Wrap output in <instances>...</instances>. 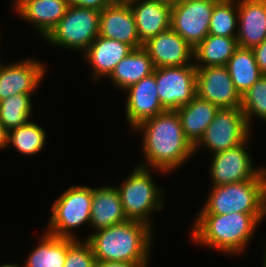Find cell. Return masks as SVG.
Returning <instances> with one entry per match:
<instances>
[{
  "label": "cell",
  "mask_w": 266,
  "mask_h": 267,
  "mask_svg": "<svg viewBox=\"0 0 266 267\" xmlns=\"http://www.w3.org/2000/svg\"><path fill=\"white\" fill-rule=\"evenodd\" d=\"M142 133L145 162L138 166L170 173L184 165L194 154L193 145L186 139L179 114L166 110L134 128ZM181 165V166H180Z\"/></svg>",
  "instance_id": "6da1fadb"
},
{
  "label": "cell",
  "mask_w": 266,
  "mask_h": 267,
  "mask_svg": "<svg viewBox=\"0 0 266 267\" xmlns=\"http://www.w3.org/2000/svg\"><path fill=\"white\" fill-rule=\"evenodd\" d=\"M266 214L233 212L197 214L192 226L193 242L225 254L238 255L248 248L253 233Z\"/></svg>",
  "instance_id": "7a4b0ae2"
},
{
  "label": "cell",
  "mask_w": 266,
  "mask_h": 267,
  "mask_svg": "<svg viewBox=\"0 0 266 267\" xmlns=\"http://www.w3.org/2000/svg\"><path fill=\"white\" fill-rule=\"evenodd\" d=\"M152 233L148 224L127 220L92 232L85 240L96 261L149 262Z\"/></svg>",
  "instance_id": "3957f363"
},
{
  "label": "cell",
  "mask_w": 266,
  "mask_h": 267,
  "mask_svg": "<svg viewBox=\"0 0 266 267\" xmlns=\"http://www.w3.org/2000/svg\"><path fill=\"white\" fill-rule=\"evenodd\" d=\"M198 214H266V167L253 179L212 186Z\"/></svg>",
  "instance_id": "277c9868"
},
{
  "label": "cell",
  "mask_w": 266,
  "mask_h": 267,
  "mask_svg": "<svg viewBox=\"0 0 266 267\" xmlns=\"http://www.w3.org/2000/svg\"><path fill=\"white\" fill-rule=\"evenodd\" d=\"M152 173V168L137 165L125 181L117 186L127 219L144 222L150 227V215L154 210L160 211L164 205V192L157 187Z\"/></svg>",
  "instance_id": "5b68a950"
},
{
  "label": "cell",
  "mask_w": 266,
  "mask_h": 267,
  "mask_svg": "<svg viewBox=\"0 0 266 267\" xmlns=\"http://www.w3.org/2000/svg\"><path fill=\"white\" fill-rule=\"evenodd\" d=\"M101 11L69 4L65 15L44 39L50 45L85 52L99 36Z\"/></svg>",
  "instance_id": "8992f818"
},
{
  "label": "cell",
  "mask_w": 266,
  "mask_h": 267,
  "mask_svg": "<svg viewBox=\"0 0 266 267\" xmlns=\"http://www.w3.org/2000/svg\"><path fill=\"white\" fill-rule=\"evenodd\" d=\"M92 188L71 186L52 205L47 232L53 236L77 240L71 233L75 228L90 225Z\"/></svg>",
  "instance_id": "52a82bcc"
},
{
  "label": "cell",
  "mask_w": 266,
  "mask_h": 267,
  "mask_svg": "<svg viewBox=\"0 0 266 267\" xmlns=\"http://www.w3.org/2000/svg\"><path fill=\"white\" fill-rule=\"evenodd\" d=\"M250 129L241 107L219 109L202 138L194 146V153L196 154L201 146L212 153L234 148L250 138Z\"/></svg>",
  "instance_id": "ba28073f"
},
{
  "label": "cell",
  "mask_w": 266,
  "mask_h": 267,
  "mask_svg": "<svg viewBox=\"0 0 266 267\" xmlns=\"http://www.w3.org/2000/svg\"><path fill=\"white\" fill-rule=\"evenodd\" d=\"M160 103L165 110L176 111L196 95V66L193 64L155 68Z\"/></svg>",
  "instance_id": "9c48e42d"
},
{
  "label": "cell",
  "mask_w": 266,
  "mask_h": 267,
  "mask_svg": "<svg viewBox=\"0 0 266 267\" xmlns=\"http://www.w3.org/2000/svg\"><path fill=\"white\" fill-rule=\"evenodd\" d=\"M219 0H183L172 5L171 29L195 48L209 34L214 5Z\"/></svg>",
  "instance_id": "30bf717a"
},
{
  "label": "cell",
  "mask_w": 266,
  "mask_h": 267,
  "mask_svg": "<svg viewBox=\"0 0 266 267\" xmlns=\"http://www.w3.org/2000/svg\"><path fill=\"white\" fill-rule=\"evenodd\" d=\"M249 141L248 138L234 148L212 154L209 171L212 186L253 179L265 168L253 165L249 150H247Z\"/></svg>",
  "instance_id": "8fae6325"
},
{
  "label": "cell",
  "mask_w": 266,
  "mask_h": 267,
  "mask_svg": "<svg viewBox=\"0 0 266 267\" xmlns=\"http://www.w3.org/2000/svg\"><path fill=\"white\" fill-rule=\"evenodd\" d=\"M196 92L200 99L215 104L219 109L241 107L242 96L226 66L196 67Z\"/></svg>",
  "instance_id": "7c38bea8"
},
{
  "label": "cell",
  "mask_w": 266,
  "mask_h": 267,
  "mask_svg": "<svg viewBox=\"0 0 266 267\" xmlns=\"http://www.w3.org/2000/svg\"><path fill=\"white\" fill-rule=\"evenodd\" d=\"M2 64L0 60V100L19 93H33L45 78L46 67L35 58Z\"/></svg>",
  "instance_id": "4fadbf2b"
},
{
  "label": "cell",
  "mask_w": 266,
  "mask_h": 267,
  "mask_svg": "<svg viewBox=\"0 0 266 267\" xmlns=\"http://www.w3.org/2000/svg\"><path fill=\"white\" fill-rule=\"evenodd\" d=\"M99 36L126 43L133 49L143 46L133 11L126 1L115 0L101 11Z\"/></svg>",
  "instance_id": "5bb4252c"
},
{
  "label": "cell",
  "mask_w": 266,
  "mask_h": 267,
  "mask_svg": "<svg viewBox=\"0 0 266 267\" xmlns=\"http://www.w3.org/2000/svg\"><path fill=\"white\" fill-rule=\"evenodd\" d=\"M128 97L125 103L128 126L135 128L143 121L152 118L166 110L160 103L157 92L155 70L148 77L142 78L138 83L125 90Z\"/></svg>",
  "instance_id": "9a60e30c"
},
{
  "label": "cell",
  "mask_w": 266,
  "mask_h": 267,
  "mask_svg": "<svg viewBox=\"0 0 266 267\" xmlns=\"http://www.w3.org/2000/svg\"><path fill=\"white\" fill-rule=\"evenodd\" d=\"M142 47L152 59L155 68L193 64L194 48L171 28L150 38Z\"/></svg>",
  "instance_id": "2e32d148"
},
{
  "label": "cell",
  "mask_w": 266,
  "mask_h": 267,
  "mask_svg": "<svg viewBox=\"0 0 266 267\" xmlns=\"http://www.w3.org/2000/svg\"><path fill=\"white\" fill-rule=\"evenodd\" d=\"M12 8L45 39L65 15L68 0H15ZM15 7V8H14Z\"/></svg>",
  "instance_id": "e0dca14e"
},
{
  "label": "cell",
  "mask_w": 266,
  "mask_h": 267,
  "mask_svg": "<svg viewBox=\"0 0 266 267\" xmlns=\"http://www.w3.org/2000/svg\"><path fill=\"white\" fill-rule=\"evenodd\" d=\"M237 42L253 49L266 39V0H237Z\"/></svg>",
  "instance_id": "ac0fdd59"
},
{
  "label": "cell",
  "mask_w": 266,
  "mask_h": 267,
  "mask_svg": "<svg viewBox=\"0 0 266 267\" xmlns=\"http://www.w3.org/2000/svg\"><path fill=\"white\" fill-rule=\"evenodd\" d=\"M126 2L133 11L137 33L142 44L171 27V5L161 0Z\"/></svg>",
  "instance_id": "d6986e66"
},
{
  "label": "cell",
  "mask_w": 266,
  "mask_h": 267,
  "mask_svg": "<svg viewBox=\"0 0 266 267\" xmlns=\"http://www.w3.org/2000/svg\"><path fill=\"white\" fill-rule=\"evenodd\" d=\"M132 50L126 43L98 36L83 53L85 60L92 65L93 81L97 82L102 76L109 77L115 66Z\"/></svg>",
  "instance_id": "ffe728a7"
},
{
  "label": "cell",
  "mask_w": 266,
  "mask_h": 267,
  "mask_svg": "<svg viewBox=\"0 0 266 267\" xmlns=\"http://www.w3.org/2000/svg\"><path fill=\"white\" fill-rule=\"evenodd\" d=\"M127 220L116 185L92 187L90 227L94 232Z\"/></svg>",
  "instance_id": "44dd1931"
},
{
  "label": "cell",
  "mask_w": 266,
  "mask_h": 267,
  "mask_svg": "<svg viewBox=\"0 0 266 267\" xmlns=\"http://www.w3.org/2000/svg\"><path fill=\"white\" fill-rule=\"evenodd\" d=\"M218 110L215 104L200 99L197 95L187 105L176 110L184 135L193 147L202 138Z\"/></svg>",
  "instance_id": "7402d4cb"
},
{
  "label": "cell",
  "mask_w": 266,
  "mask_h": 267,
  "mask_svg": "<svg viewBox=\"0 0 266 267\" xmlns=\"http://www.w3.org/2000/svg\"><path fill=\"white\" fill-rule=\"evenodd\" d=\"M155 66L143 47L133 49L116 66L108 78L114 86L125 92L142 78L154 73Z\"/></svg>",
  "instance_id": "603a6c76"
},
{
  "label": "cell",
  "mask_w": 266,
  "mask_h": 267,
  "mask_svg": "<svg viewBox=\"0 0 266 267\" xmlns=\"http://www.w3.org/2000/svg\"><path fill=\"white\" fill-rule=\"evenodd\" d=\"M75 241L45 232L39 239L37 247L29 253L23 267H63L67 249Z\"/></svg>",
  "instance_id": "cb8c5ba5"
},
{
  "label": "cell",
  "mask_w": 266,
  "mask_h": 267,
  "mask_svg": "<svg viewBox=\"0 0 266 267\" xmlns=\"http://www.w3.org/2000/svg\"><path fill=\"white\" fill-rule=\"evenodd\" d=\"M238 47L236 37H222L208 34L193 49V63L196 67L226 66Z\"/></svg>",
  "instance_id": "d4e9b609"
},
{
  "label": "cell",
  "mask_w": 266,
  "mask_h": 267,
  "mask_svg": "<svg viewBox=\"0 0 266 267\" xmlns=\"http://www.w3.org/2000/svg\"><path fill=\"white\" fill-rule=\"evenodd\" d=\"M226 67L241 96L263 75L257 66L254 51L249 48L238 47Z\"/></svg>",
  "instance_id": "484cf974"
},
{
  "label": "cell",
  "mask_w": 266,
  "mask_h": 267,
  "mask_svg": "<svg viewBox=\"0 0 266 267\" xmlns=\"http://www.w3.org/2000/svg\"><path fill=\"white\" fill-rule=\"evenodd\" d=\"M32 94L19 93L0 100V123L8 133L31 119Z\"/></svg>",
  "instance_id": "4316f807"
},
{
  "label": "cell",
  "mask_w": 266,
  "mask_h": 267,
  "mask_svg": "<svg viewBox=\"0 0 266 267\" xmlns=\"http://www.w3.org/2000/svg\"><path fill=\"white\" fill-rule=\"evenodd\" d=\"M46 135L43 127L28 121L8 133V145L14 146L23 156H35L44 148Z\"/></svg>",
  "instance_id": "83f0119b"
},
{
  "label": "cell",
  "mask_w": 266,
  "mask_h": 267,
  "mask_svg": "<svg viewBox=\"0 0 266 267\" xmlns=\"http://www.w3.org/2000/svg\"><path fill=\"white\" fill-rule=\"evenodd\" d=\"M237 28V0H219L213 8L209 34L222 37H236Z\"/></svg>",
  "instance_id": "f1b7e54d"
},
{
  "label": "cell",
  "mask_w": 266,
  "mask_h": 267,
  "mask_svg": "<svg viewBox=\"0 0 266 267\" xmlns=\"http://www.w3.org/2000/svg\"><path fill=\"white\" fill-rule=\"evenodd\" d=\"M241 109L250 128L253 117L266 121V74L242 95Z\"/></svg>",
  "instance_id": "f546056e"
},
{
  "label": "cell",
  "mask_w": 266,
  "mask_h": 267,
  "mask_svg": "<svg viewBox=\"0 0 266 267\" xmlns=\"http://www.w3.org/2000/svg\"><path fill=\"white\" fill-rule=\"evenodd\" d=\"M91 245L86 240H76L68 249L63 267H95Z\"/></svg>",
  "instance_id": "4dcf8cb0"
},
{
  "label": "cell",
  "mask_w": 266,
  "mask_h": 267,
  "mask_svg": "<svg viewBox=\"0 0 266 267\" xmlns=\"http://www.w3.org/2000/svg\"><path fill=\"white\" fill-rule=\"evenodd\" d=\"M115 0H68L69 4L75 6L95 9L102 11L106 6L112 4Z\"/></svg>",
  "instance_id": "1f68e13d"
},
{
  "label": "cell",
  "mask_w": 266,
  "mask_h": 267,
  "mask_svg": "<svg viewBox=\"0 0 266 267\" xmlns=\"http://www.w3.org/2000/svg\"><path fill=\"white\" fill-rule=\"evenodd\" d=\"M252 50L259 70L262 74H266V39Z\"/></svg>",
  "instance_id": "d6a6232c"
},
{
  "label": "cell",
  "mask_w": 266,
  "mask_h": 267,
  "mask_svg": "<svg viewBox=\"0 0 266 267\" xmlns=\"http://www.w3.org/2000/svg\"><path fill=\"white\" fill-rule=\"evenodd\" d=\"M148 262L96 261L95 267H148Z\"/></svg>",
  "instance_id": "836d02e7"
},
{
  "label": "cell",
  "mask_w": 266,
  "mask_h": 267,
  "mask_svg": "<svg viewBox=\"0 0 266 267\" xmlns=\"http://www.w3.org/2000/svg\"><path fill=\"white\" fill-rule=\"evenodd\" d=\"M5 147H8V132L0 123V150H3Z\"/></svg>",
  "instance_id": "e575fe53"
},
{
  "label": "cell",
  "mask_w": 266,
  "mask_h": 267,
  "mask_svg": "<svg viewBox=\"0 0 266 267\" xmlns=\"http://www.w3.org/2000/svg\"><path fill=\"white\" fill-rule=\"evenodd\" d=\"M161 1H163V2H165V3H167V4L172 6V5H175L177 3L182 2L183 0H161Z\"/></svg>",
  "instance_id": "d590c367"
},
{
  "label": "cell",
  "mask_w": 266,
  "mask_h": 267,
  "mask_svg": "<svg viewBox=\"0 0 266 267\" xmlns=\"http://www.w3.org/2000/svg\"><path fill=\"white\" fill-rule=\"evenodd\" d=\"M0 267H22V265H19L17 263H13V264H3L2 266Z\"/></svg>",
  "instance_id": "8d00e7d4"
},
{
  "label": "cell",
  "mask_w": 266,
  "mask_h": 267,
  "mask_svg": "<svg viewBox=\"0 0 266 267\" xmlns=\"http://www.w3.org/2000/svg\"><path fill=\"white\" fill-rule=\"evenodd\" d=\"M264 250H265V251H264L265 253H264V256H263V257H264V258H263L264 260H263V264H262V265H263V267H266V247H265Z\"/></svg>",
  "instance_id": "74e56055"
}]
</instances>
